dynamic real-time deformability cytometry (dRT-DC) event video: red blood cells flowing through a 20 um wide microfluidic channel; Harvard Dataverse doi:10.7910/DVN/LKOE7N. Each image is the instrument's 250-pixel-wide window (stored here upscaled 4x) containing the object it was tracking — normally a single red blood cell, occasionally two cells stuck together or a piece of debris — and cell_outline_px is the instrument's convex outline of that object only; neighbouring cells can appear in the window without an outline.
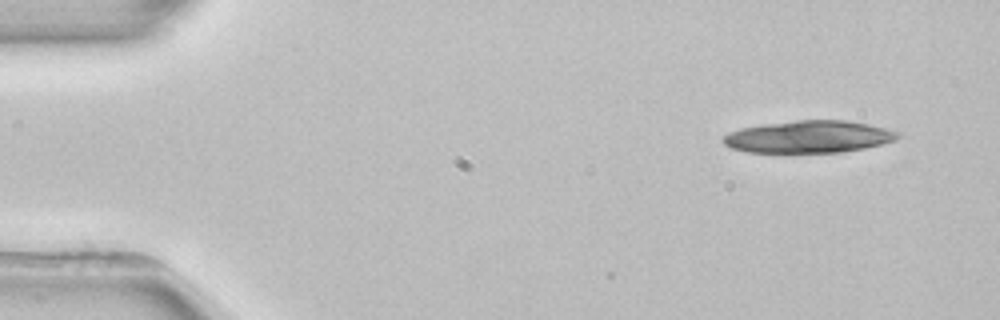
{"species": "common noctule bat (a hibernating species)", "species_latin": "Nyctalus noctula", "temperature_condition": "room temperature", "stored_images_in_passage": 4, "camera_frame_rate_fps": 3000, "um_per_image_px": 0.085, "animal": {"sex": "female", "body_mass_g": 22.7, "forearm_length_mm": 54.2}, "frame": {"image": 1, "passage_image": 1, "time_ms": 0.0, "image_size_px": [1000, 320], "cell_outline_px": [[900, 136], [896, 140], [884, 144], [864, 148], [840, 152], [748, 152], [732, 148], [724, 144], [720, 140], [728, 132], [740, 128], [764, 124], [796, 120], [848, 120], [868, 124], [900, 132]], "centroid_in_image_um": [68.75, 11.62], "position_along_channel_um": 16.3, "area_um2": 32.83}}